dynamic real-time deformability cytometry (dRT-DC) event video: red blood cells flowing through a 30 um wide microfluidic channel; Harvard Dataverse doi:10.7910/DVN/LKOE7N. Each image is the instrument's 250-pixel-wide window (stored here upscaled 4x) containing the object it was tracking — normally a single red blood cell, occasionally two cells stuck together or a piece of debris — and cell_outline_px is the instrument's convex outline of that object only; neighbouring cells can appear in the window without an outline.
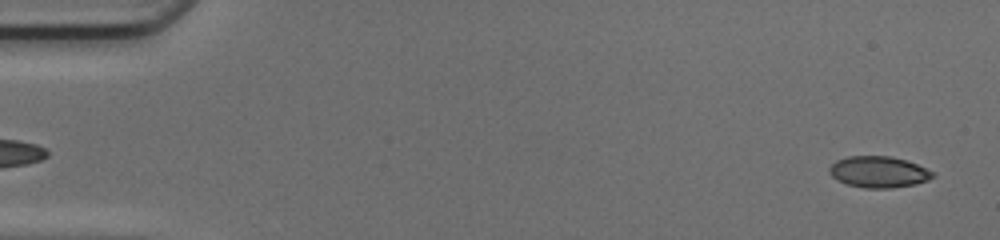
{"species": "common noctule bat (a hibernating species)", "species_latin": "Nyctalus noctula", "temperature_condition": "cold", "stored_images_in_passage": 49, "camera_frame_rate_fps": 3000, "um_per_image_px": 0.085, "animal": {"sex": "female", "body_mass_g": 17.0, "forearm_length_mm": 48.0}, "frame": {"image": 1, "passage_image": 2, "time_ms": 0.333, "image_size_px": [1000, 240], "cell_outline_px": [[936, 176], [928, 180], [916, 184], [892, 188], [864, 188], [848, 184], [832, 176], [828, 172], [828, 168], [836, 160], [848, 156], [892, 156], [916, 164], [932, 172]], "centroid_in_image_um": [74.67, 14.61], "position_along_channel_um": 10.3, "area_um2": 18.73}}
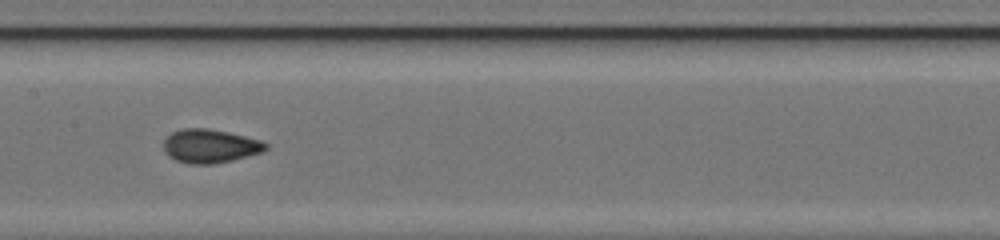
{"frame": {"image": 2, "passage_image": 25, "time_ms": 8.0, "image_size_px": [1000, 240], "cell_outline_px": [[268, 148], [260, 152], [248, 156], [232, 160], [212, 164], [188, 164], [176, 160], [168, 156], [164, 152], [164, 140], [172, 132], [184, 128], [208, 128], [228, 132], [260, 140], [268, 144]], "centroid_in_image_um": [17.83, 12.41], "position_along_channel_um": 189.6, "area_um2": 20.0}}
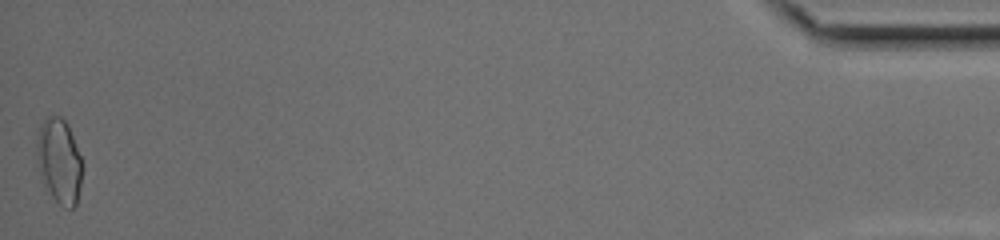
{"frame": {"image": 3, "passage_image": 49, "time_ms": 16.0, "image_size_px": [1000, 240], "cell_outline_px": [[84, 164], [76, 204], [72, 208], [64, 208], [52, 196], [40, 180], [36, 156], [36, 140], [40, 128], [44, 120], [48, 116], [60, 116], [68, 124]], "centroid_in_image_um": [5.03, 13.69], "position_along_channel_um": 430.2, "area_um2": 22.77}, "authors_computed_cell_mechanics": {"area_um2": 19.1896, "velocity_mm_per_s": 4.2362, "shape_relaxation_time_tau1_ms": 6.9049, "shape_relaxation_time_tau2_ms": 0.8036, "deformation_change_tau1": 0.1995, "deformation_change_tau2": 0.0473}}